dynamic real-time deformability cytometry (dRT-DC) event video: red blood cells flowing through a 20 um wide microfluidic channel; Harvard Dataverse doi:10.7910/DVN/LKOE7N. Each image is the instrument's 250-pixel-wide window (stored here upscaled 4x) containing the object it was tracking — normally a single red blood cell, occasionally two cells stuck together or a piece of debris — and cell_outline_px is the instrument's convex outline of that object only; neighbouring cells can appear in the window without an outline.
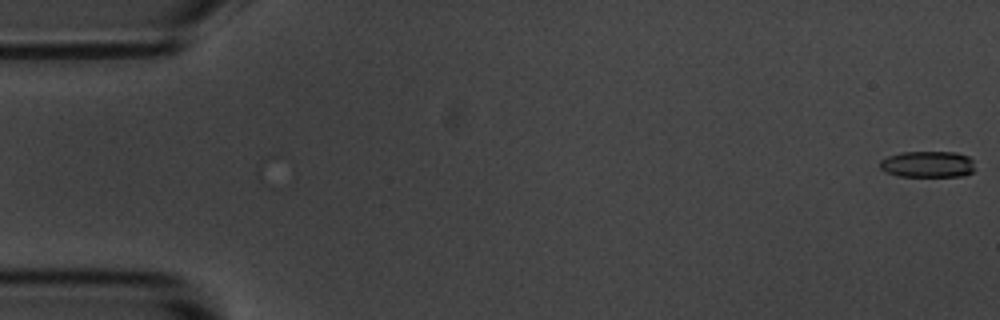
{"species": "common noctule bat (a hibernating species)", "species_latin": "Nyctalus noctula", "temperature_condition": "room temperature", "stored_images_in_passage": 11, "camera_frame_rate_fps": 3000, "um_per_image_px": 0.085, "animal": {"sex": "male", "body_mass_g": 20.1, "forearm_length_mm": 53.5}, "frame": {"image": 1, "passage_image": 1, "time_ms": 0.0, "image_size_px": [1000, 320], "cell_outline_px": [[972, 172], [964, 176], [900, 176], [884, 172], [880, 168], [880, 160], [888, 156], [900, 152], [956, 152], [968, 156], [972, 160]], "centroid_in_image_um": [78.81, 13.96], "position_along_channel_um": 6.2, "area_um2": 14.57}}